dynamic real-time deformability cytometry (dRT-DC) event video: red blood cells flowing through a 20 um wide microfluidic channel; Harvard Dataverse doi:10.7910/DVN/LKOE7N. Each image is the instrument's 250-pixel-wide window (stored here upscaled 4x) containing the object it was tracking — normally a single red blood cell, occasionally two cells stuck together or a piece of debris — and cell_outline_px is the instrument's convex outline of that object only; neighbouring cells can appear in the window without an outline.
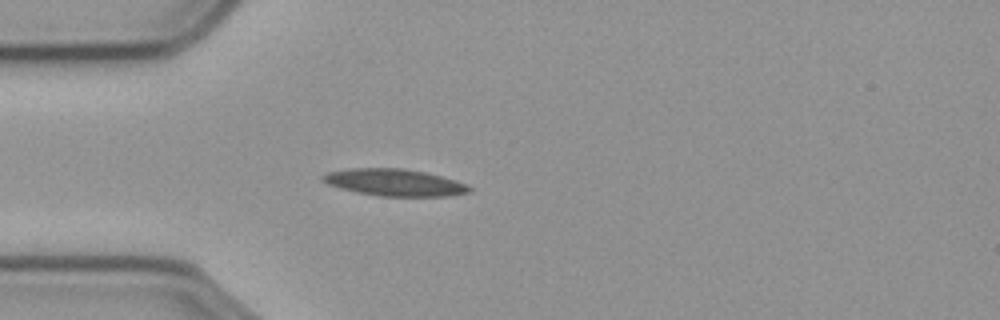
{"species": "common noctule bat (a hibernating species)", "species_latin": "Nyctalus noctula", "temperature_condition": "cold", "stored_images_in_passage": 33, "camera_frame_rate_fps": 3000, "um_per_image_px": 0.085, "animal": {"sex": "male", "body_mass_g": 23.1, "forearm_length_mm": 52.7}, "frame": {"image": 1, "passage_image": 1, "time_ms": 0.0, "image_size_px": [1000, 320], "cell_outline_px": [[472, 188], [468, 192], [448, 196], [380, 196], [340, 188], [328, 184], [320, 180], [320, 176], [328, 172], [352, 168], [404, 168], [424, 172], [440, 176], [464, 184]], "centroid_in_image_um": [33.47, 15.5], "position_along_channel_um": 51.5, "area_um2": 22.66}}
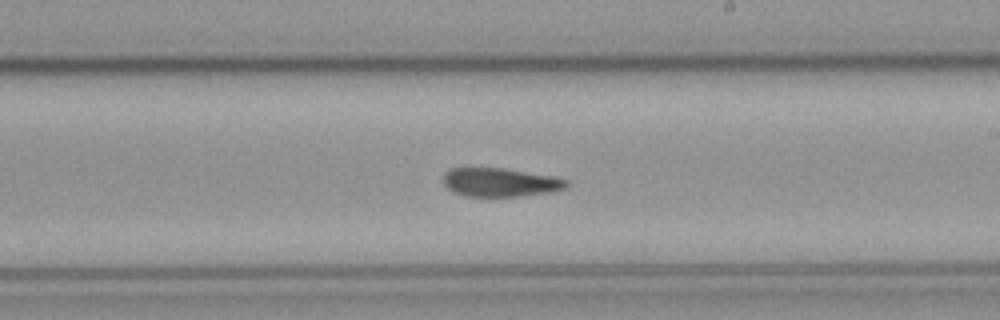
{"frame": {"image": 2, "passage_image": 18, "time_ms": 5.667, "image_size_px": [1000, 320], "cell_outline_px": [[568, 184], [564, 188], [552, 192], [520, 196], [464, 196], [448, 188], [444, 184], [444, 172], [452, 168], [504, 168], [556, 176], [568, 180]], "centroid_in_image_um": [42.55, 15.49], "position_along_channel_um": 246.4, "area_um2": 20.58}}
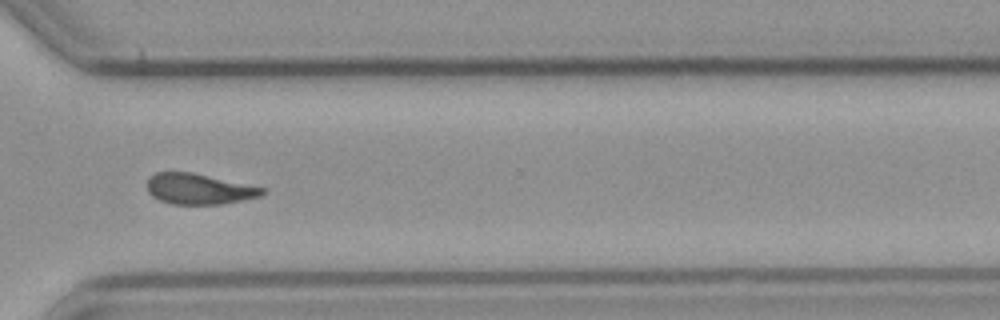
{"frame": {"image": 3, "passage_image": 27, "time_ms": 8.667, "image_size_px": [1000, 320], "cell_outline_px": [[268, 192], [260, 196], [220, 204], [172, 204], [160, 200], [152, 196], [148, 192], [148, 176], [156, 172], [192, 172], [264, 188]], "centroid_in_image_um": [16.88, 16.05], "position_along_channel_um": 353.7, "area_um2": 20.4}, "authors_computed_cell_mechanics": {"area_um2": 21.4438, "velocity_mm_per_s": 3.5742, "shape_relaxation_time_tau1_ms": 7.9645, "shape_relaxation_time_tau2_ms": 7.2128, "deformation_change_tau1": 0.1869, "deformation_change_tau2": 0.1646}}